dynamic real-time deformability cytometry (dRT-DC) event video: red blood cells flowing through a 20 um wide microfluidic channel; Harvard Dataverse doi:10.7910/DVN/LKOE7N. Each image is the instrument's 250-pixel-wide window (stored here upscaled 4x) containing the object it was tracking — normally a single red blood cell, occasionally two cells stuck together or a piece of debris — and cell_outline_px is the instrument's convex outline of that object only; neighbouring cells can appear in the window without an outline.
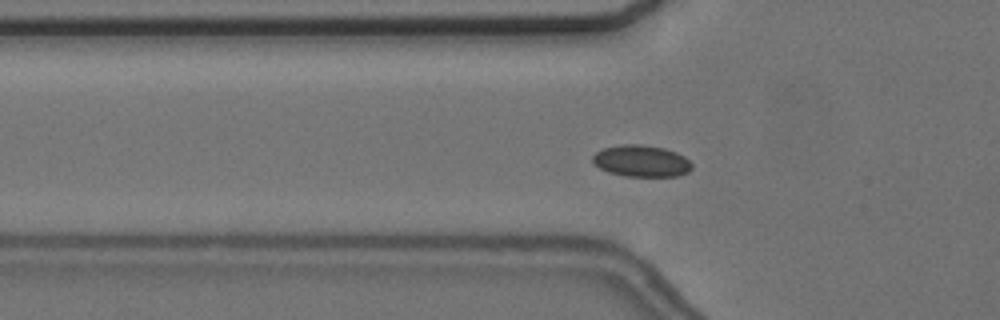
{"species": "common noctule bat (a hibernating species)", "species_latin": "Nyctalus noctula", "temperature_condition": "cold", "stored_images_in_passage": 50, "camera_frame_rate_fps": 3000, "um_per_image_px": 0.085, "animal": {"sex": "female", "body_mass_g": 24.6, "forearm_length_mm": 56.2}, "frame": {"image": 1, "passage_image": 11, "time_ms": 3.333, "image_size_px": [1000, 320], "cell_outline_px": [[692, 168], [688, 172], [680, 176], [624, 176], [608, 172], [592, 164], [592, 156], [596, 152], [604, 148], [620, 144], [640, 144], [664, 148], [676, 152], [684, 156], [692, 164]], "centroid_in_image_um": [54.5, 13.68], "position_along_channel_um": 71.3, "area_um2": 18.44}}
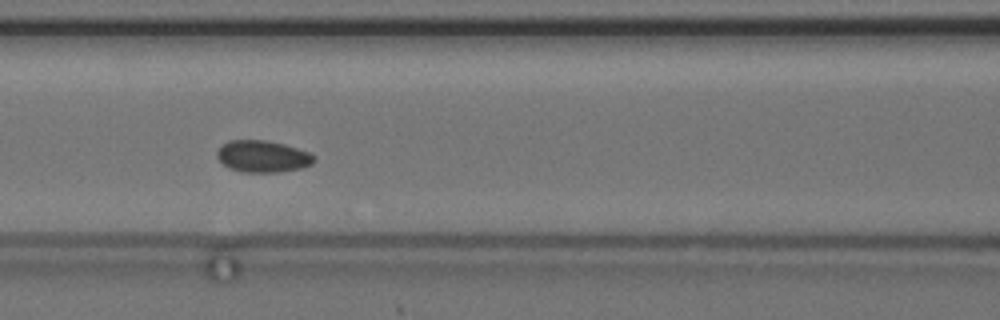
{"frame": {"image": 2, "passage_image": 17, "time_ms": 5.333, "image_size_px": [1000, 320], "cell_outline_px": [[316, 160], [312, 164], [300, 168], [280, 172], [244, 172], [228, 168], [216, 156], [216, 152], [228, 140], [264, 140], [284, 144], [308, 152], [316, 156]], "centroid_in_image_um": [22.34, 13.3], "position_along_channel_um": 144.3, "area_um2": 17.92}}
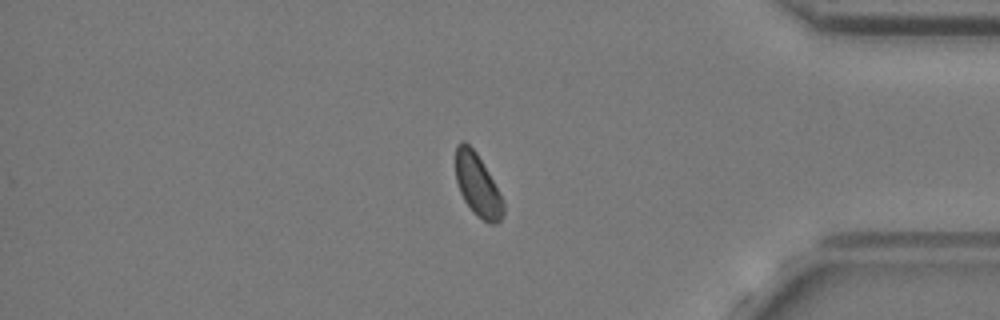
{"frame": {"image": 3, "passage_image": 40, "time_ms": 13.0, "image_size_px": [1000, 320], "cell_outline_px": [[504, 216], [496, 224], [488, 224], [476, 216], [472, 212], [464, 200], [460, 192], [456, 180], [456, 144], [464, 140], [476, 152], [488, 172], [504, 200]], "centroid_in_image_um": [40.61, 15.78], "position_along_channel_um": 394.6, "area_um2": 17.46}, "authors_computed_cell_mechanics": {"area_um2": 17.918, "velocity_mm_per_s": 3.6191, "shape_relaxation_time_tau1_ms": null, "shape_relaxation_time_tau2_ms": 7.9088, "deformation_change_tau1": null, "deformation_change_tau2": 0.0808}}